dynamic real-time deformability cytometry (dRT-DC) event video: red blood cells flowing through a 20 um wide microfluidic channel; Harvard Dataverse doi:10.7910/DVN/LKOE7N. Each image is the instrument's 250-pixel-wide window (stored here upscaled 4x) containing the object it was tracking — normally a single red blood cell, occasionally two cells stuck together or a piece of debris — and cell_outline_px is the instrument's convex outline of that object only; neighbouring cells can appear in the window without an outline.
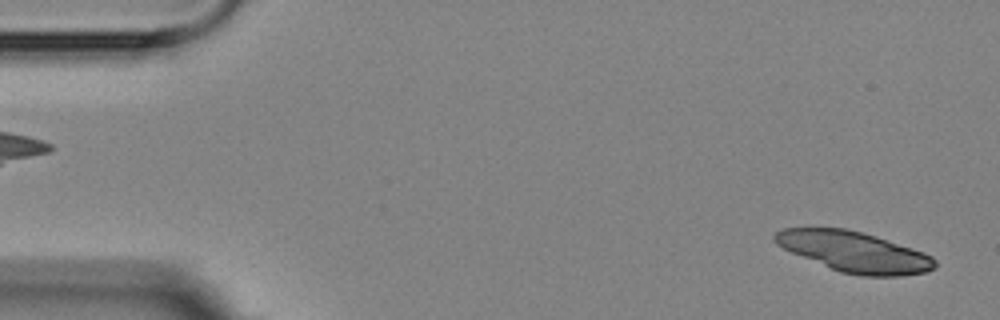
{"species": "Egyptian fruit bat (a non-hibernating species)", "species_latin": "Rousettus aegyptiacus", "temperature_condition": "room temperature", "stored_images_in_passage": 6, "camera_frame_rate_fps": 3000, "um_per_image_px": 0.085, "animal": {"sex": "female"}, "frame": {"image": 1, "passage_image": 6, "time_ms": 5.667, "image_size_px": [1000, 320], "cell_outline_px": [[936, 268], [924, 272], [900, 276], [860, 276], [840, 272], [792, 252], [776, 244], [772, 240], [772, 236], [776, 232], [784, 228], [844, 228], [876, 236], [924, 252], [932, 256], [936, 260]], "centroid_in_image_um": [72.62, 21.41], "position_along_channel_um": 12.4, "area_um2": 37.51}}